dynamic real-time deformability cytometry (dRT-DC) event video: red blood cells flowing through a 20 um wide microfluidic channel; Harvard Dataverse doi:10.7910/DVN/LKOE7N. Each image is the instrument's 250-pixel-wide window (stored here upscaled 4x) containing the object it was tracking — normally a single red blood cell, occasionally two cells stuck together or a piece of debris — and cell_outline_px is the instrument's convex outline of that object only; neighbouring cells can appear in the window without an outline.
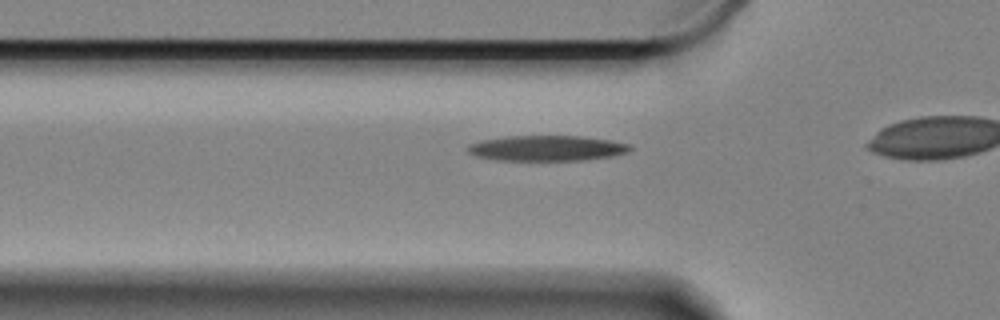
{"species": "Egyptian fruit bat (a non-hibernating species)", "species_latin": "Rousettus aegyptiacus", "temperature_condition": "cold", "stored_images_in_passage": 21, "camera_frame_rate_fps": 3000, "um_per_image_px": 0.085, "animal": {"sex": "female"}, "frame": {"image": 1, "passage_image": 15, "time_ms": 4.667, "image_size_px": [1000, 320], "cell_outline_px": [[632, 148], [628, 152], [612, 156], [584, 160], [496, 160], [476, 156], [468, 152], [468, 144], [480, 140], [508, 136], [580, 136], [608, 140], [632, 144]], "centroid_in_image_um": [46.48, 12.59], "position_along_channel_um": 79.3, "area_um2": 24.04}}
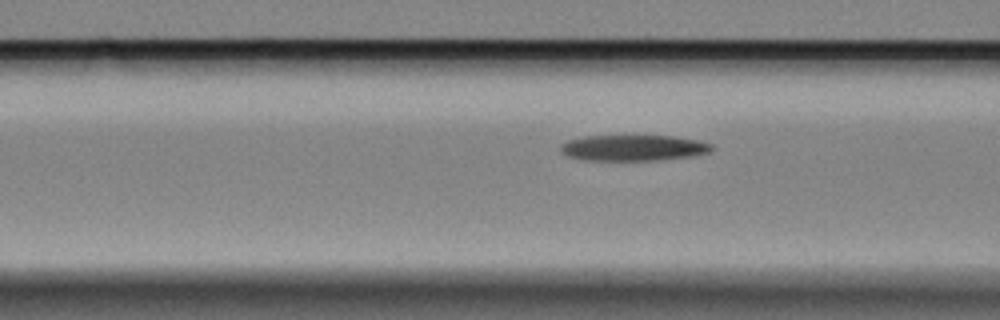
{"frame": {"image": 2, "passage_image": 18, "time_ms": 5.667, "image_size_px": [1000, 320], "cell_outline_px": [[716, 148], [708, 152], [692, 156], [656, 160], [580, 160], [568, 156], [560, 152], [560, 144], [568, 140], [584, 136], [672, 136], [696, 140], [712, 144]], "centroid_in_image_um": [53.8, 12.57], "position_along_channel_um": 112.8, "area_um2": 22.83}}